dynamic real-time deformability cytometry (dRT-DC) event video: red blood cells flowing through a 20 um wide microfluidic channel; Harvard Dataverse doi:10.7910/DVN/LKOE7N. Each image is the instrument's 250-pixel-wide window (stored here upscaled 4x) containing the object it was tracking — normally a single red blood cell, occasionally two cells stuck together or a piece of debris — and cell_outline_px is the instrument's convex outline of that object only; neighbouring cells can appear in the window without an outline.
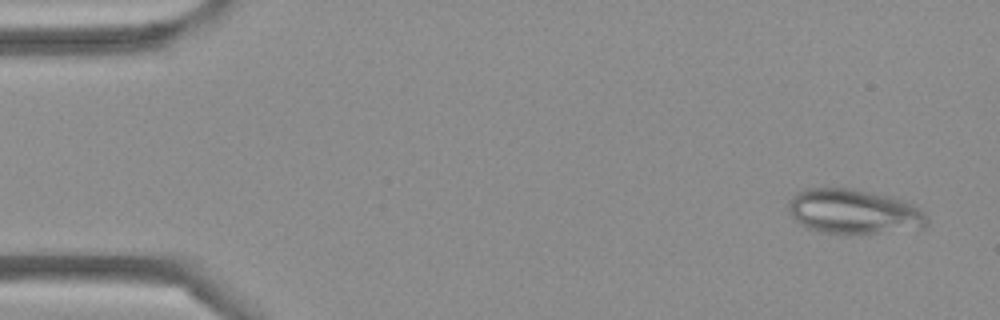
{"species": "Egyptian fruit bat (a non-hibernating species)", "species_latin": "Rousettus aegyptiacus", "temperature_condition": "cold", "stored_images_in_passage": 5, "camera_frame_rate_fps": 3000, "um_per_image_px": 0.085, "frame": {"image": 1, "passage_image": 1, "time_ms": 0.0, "image_size_px": [1000, 320], "cell_outline_px": [[928, 224], [924, 228], [844, 236], [820, 232], [808, 228], [800, 224], [788, 212], [788, 200], [796, 192], [804, 188], [856, 188], [904, 200], [912, 204], [924, 212], [928, 220]], "centroid_in_image_um": [72.54, 18.0], "position_along_channel_um": 12.5, "area_um2": 36.93}}